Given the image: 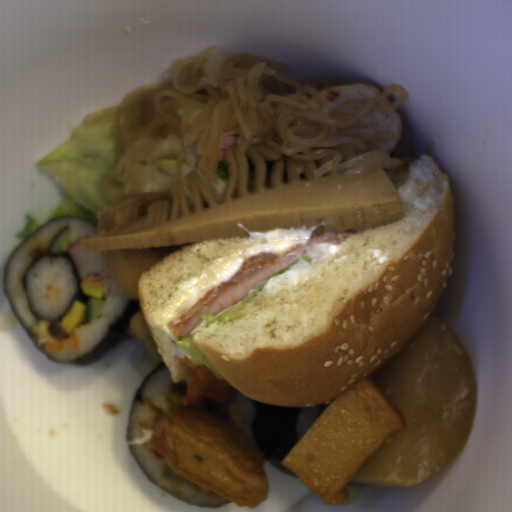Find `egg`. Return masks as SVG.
<instances>
[{
	"label": "egg",
	"mask_w": 512,
	"mask_h": 512,
	"mask_svg": "<svg viewBox=\"0 0 512 512\" xmlns=\"http://www.w3.org/2000/svg\"><path fill=\"white\" fill-rule=\"evenodd\" d=\"M80 287L89 297L100 300L104 298V288L101 279L94 280L93 277L83 278L81 279Z\"/></svg>",
	"instance_id": "egg-2"
},
{
	"label": "egg",
	"mask_w": 512,
	"mask_h": 512,
	"mask_svg": "<svg viewBox=\"0 0 512 512\" xmlns=\"http://www.w3.org/2000/svg\"><path fill=\"white\" fill-rule=\"evenodd\" d=\"M50 320L41 319L39 320V332L44 340L45 343L51 344V345H58L59 342H56L50 333V330L48 328Z\"/></svg>",
	"instance_id": "egg-3"
},
{
	"label": "egg",
	"mask_w": 512,
	"mask_h": 512,
	"mask_svg": "<svg viewBox=\"0 0 512 512\" xmlns=\"http://www.w3.org/2000/svg\"><path fill=\"white\" fill-rule=\"evenodd\" d=\"M87 318V304L80 303L77 299L72 301L67 313L59 319L60 328L71 334L82 325Z\"/></svg>",
	"instance_id": "egg-1"
}]
</instances>
